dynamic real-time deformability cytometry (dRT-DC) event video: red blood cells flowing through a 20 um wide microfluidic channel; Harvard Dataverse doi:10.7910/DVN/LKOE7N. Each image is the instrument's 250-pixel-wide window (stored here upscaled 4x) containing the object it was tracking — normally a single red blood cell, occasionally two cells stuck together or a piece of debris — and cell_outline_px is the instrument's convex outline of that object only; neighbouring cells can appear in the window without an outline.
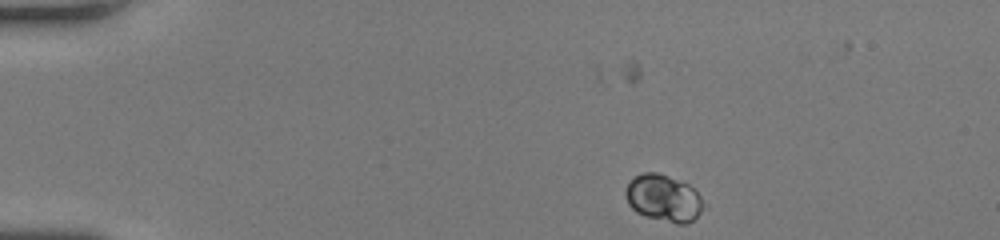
{"species": "human", "species_latin": "Homo sapiens", "temperature_condition": "room temperature", "stored_images_in_passage": 2, "camera_frame_rate_fps": 3000, "um_per_image_px": 0.085, "donor": {"sex": "female"}, "frame": {"image": 1, "passage_image": 2, "time_ms": 0.333, "image_size_px": [1000, 240], "cell_outline_px": [[700, 212], [692, 220], [684, 224], [680, 224], [644, 216], [636, 212], [628, 204], [624, 192], [628, 184], [636, 176], [644, 172], [656, 172], [668, 176], [688, 184], [700, 196]], "centroid_in_image_um": [56.34, 16.83], "position_along_channel_um": 28.7, "area_um2": 20.75}}